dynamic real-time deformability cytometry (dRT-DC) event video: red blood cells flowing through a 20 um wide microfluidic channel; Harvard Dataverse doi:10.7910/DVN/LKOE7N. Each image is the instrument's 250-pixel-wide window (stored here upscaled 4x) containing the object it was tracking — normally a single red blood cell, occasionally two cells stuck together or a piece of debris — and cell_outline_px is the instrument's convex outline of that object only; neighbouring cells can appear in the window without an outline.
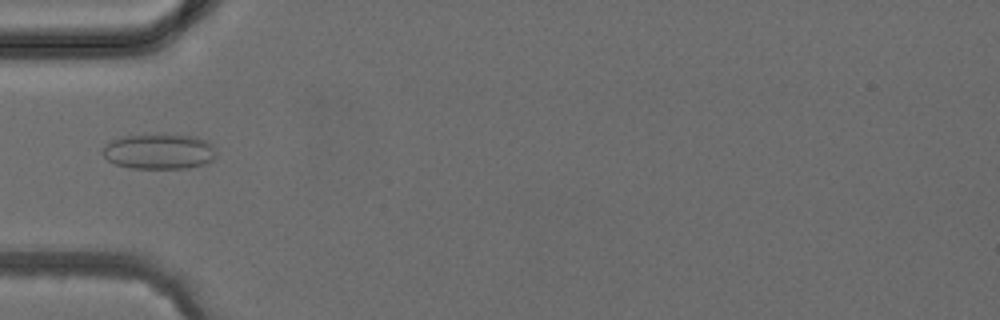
{"species": "common noctule bat (a hibernating species)", "species_latin": "Nyctalus noctula", "temperature_condition": "cold", "stored_images_in_passage": 4, "camera_frame_rate_fps": 3000, "um_per_image_px": 0.085, "animal": {"sex": "female", "body_mass_g": 24.6, "forearm_length_mm": 56.2}, "frame": {"image": 1, "passage_image": 3, "time_ms": 3.333, "image_size_px": [1000, 320], "cell_outline_px": [[216, 156], [212, 160], [204, 164], [188, 168], [132, 168], [116, 164], [108, 160], [100, 152], [112, 140], [120, 136], [196, 136], [204, 140], [216, 152]], "centroid_in_image_um": [13.5, 12.9], "position_along_channel_um": 71.5, "area_um2": 22.72}}